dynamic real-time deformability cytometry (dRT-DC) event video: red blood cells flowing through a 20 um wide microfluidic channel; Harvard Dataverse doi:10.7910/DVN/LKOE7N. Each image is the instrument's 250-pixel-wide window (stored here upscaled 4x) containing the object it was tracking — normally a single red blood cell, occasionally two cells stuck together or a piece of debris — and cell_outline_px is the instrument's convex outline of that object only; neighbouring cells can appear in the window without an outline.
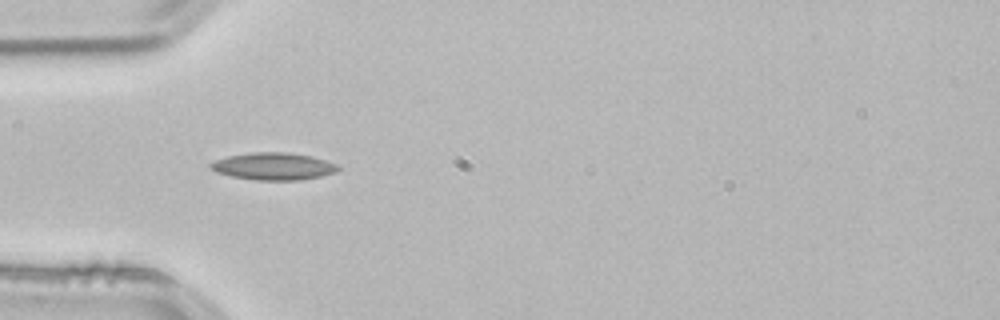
{"species": "common noctule bat (a hibernating species)", "species_latin": "Nyctalus noctula", "temperature_condition": "room temperature", "stored_images_in_passage": 38, "camera_frame_rate_fps": 3000, "um_per_image_px": 0.085, "animal": {"sex": "male", "body_mass_g": 21.5, "forearm_length_mm": 52.0}, "frame": {"image": 1, "passage_image": 1, "time_ms": 0.0, "image_size_px": [1000, 320], "cell_outline_px": [[340, 168], [336, 172], [320, 176], [300, 180], [256, 180], [232, 176], [216, 172], [208, 164], [216, 160], [228, 156], [252, 152], [288, 152], [312, 156], [336, 164]], "centroid_in_image_um": [23.25, 14.13], "position_along_channel_um": 61.8, "area_um2": 20.11}}
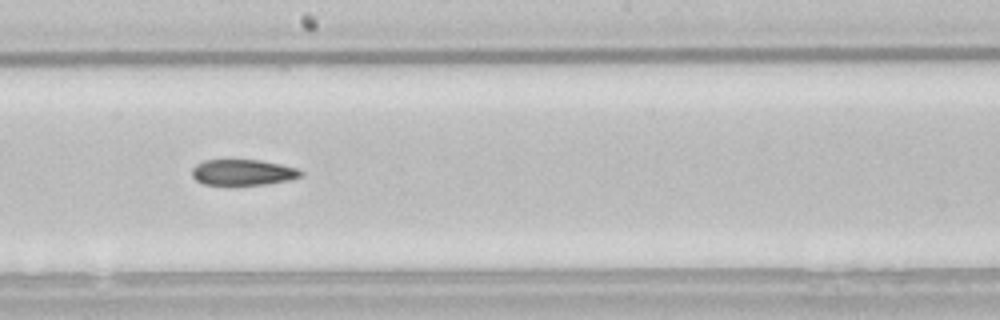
{"frame": {"image": 2, "passage_image": 14, "time_ms": 4.333, "image_size_px": [1000, 320], "cell_outline_px": [[304, 172], [300, 176], [288, 180], [264, 184], [204, 184], [196, 180], [192, 176], [192, 168], [196, 164], [204, 160], [256, 160], [280, 164], [296, 168]], "centroid_in_image_um": [20.62, 14.64], "position_along_channel_um": 227.6, "area_um2": 16.07}}
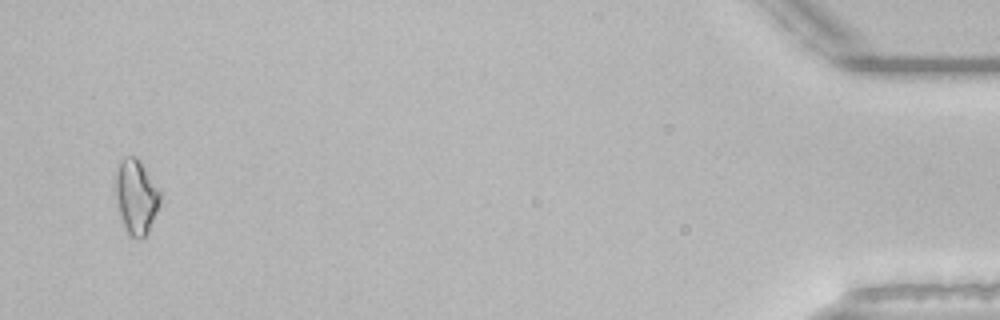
{"frame": {"image": 3, "passage_image": 36, "time_ms": 11.667, "image_size_px": [1000, 320], "cell_outline_px": [[160, 204], [148, 232], [140, 240], [132, 236], [124, 228], [120, 216], [116, 200], [116, 176], [120, 164], [124, 156], [136, 156], [160, 188]], "centroid_in_image_um": [11.59, 16.73], "position_along_channel_um": 423.6, "area_um2": 19.25}}